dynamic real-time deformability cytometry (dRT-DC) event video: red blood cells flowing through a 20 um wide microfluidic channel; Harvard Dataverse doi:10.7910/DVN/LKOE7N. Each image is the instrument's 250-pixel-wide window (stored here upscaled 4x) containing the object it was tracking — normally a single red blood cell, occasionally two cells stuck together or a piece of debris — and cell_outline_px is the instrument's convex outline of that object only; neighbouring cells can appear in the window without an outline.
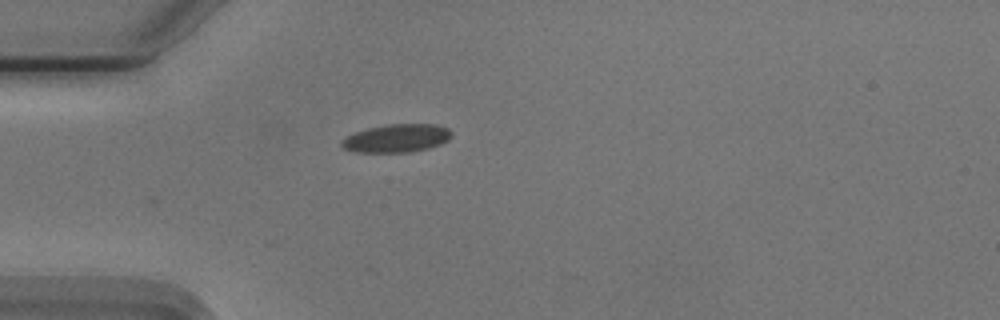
{"species": "Egyptian fruit bat (a non-hibernating species)", "species_latin": "Rousettus aegyptiacus", "temperature_condition": "cold", "stored_images_in_passage": 16, "camera_frame_rate_fps": 3000, "um_per_image_px": 0.085, "animal": {"sex": "male"}, "frame": {"image": 1, "passage_image": 1, "time_ms": 0.0, "image_size_px": [1000, 320], "cell_outline_px": [[452, 136], [448, 140], [440, 144], [428, 148], [408, 152], [356, 152], [344, 148], [340, 144], [340, 140], [356, 132], [368, 128], [388, 124], [436, 124], [448, 128], [452, 132]], "centroid_in_image_um": [33.73, 11.74], "position_along_channel_um": 51.3, "area_um2": 17.98}}
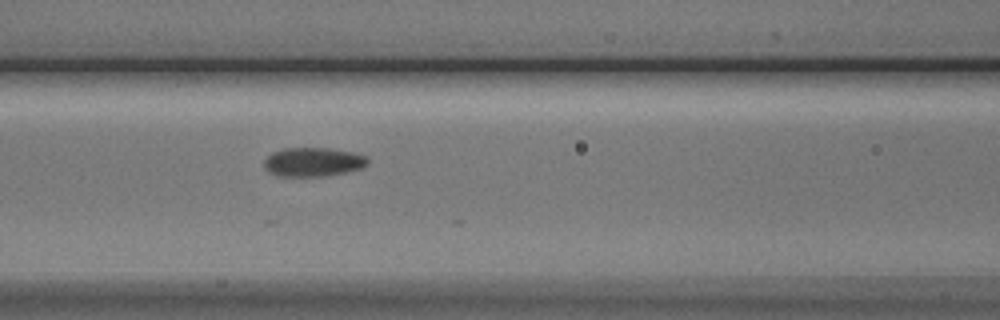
{"frame": {"image": 2, "passage_image": 9, "time_ms": 2.667, "image_size_px": [1000, 320], "cell_outline_px": [[368, 164], [360, 168], [344, 172], [324, 176], [280, 176], [268, 172], [264, 168], [264, 160], [272, 152], [284, 148], [328, 148], [352, 152], [364, 156], [368, 160]], "centroid_in_image_um": [26.56, 13.76], "position_along_channel_um": 140.0, "area_um2": 17.34}}
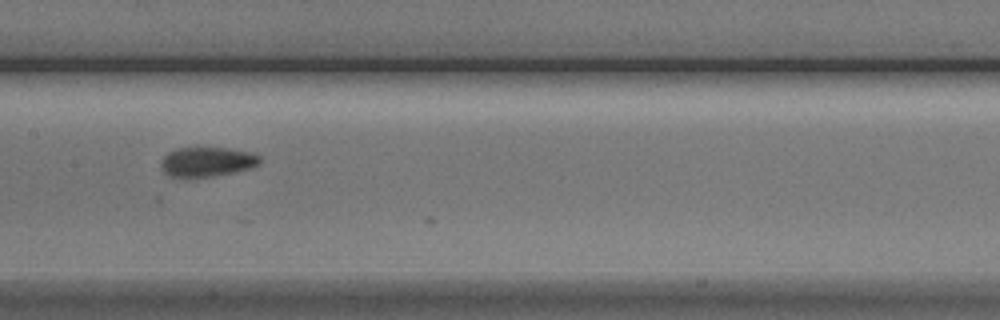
{"frame": {"image": 3, "passage_image": 13, "time_ms": 4.0, "image_size_px": [1000, 320], "cell_outline_px": [[260, 164], [252, 168], [212, 176], [168, 176], [164, 172], [160, 164], [164, 156], [168, 152], [176, 148], [196, 144], [228, 148], [252, 152], [260, 156]], "centroid_in_image_um": [17.6, 13.68], "position_along_channel_um": 189.8, "area_um2": 17.63}}